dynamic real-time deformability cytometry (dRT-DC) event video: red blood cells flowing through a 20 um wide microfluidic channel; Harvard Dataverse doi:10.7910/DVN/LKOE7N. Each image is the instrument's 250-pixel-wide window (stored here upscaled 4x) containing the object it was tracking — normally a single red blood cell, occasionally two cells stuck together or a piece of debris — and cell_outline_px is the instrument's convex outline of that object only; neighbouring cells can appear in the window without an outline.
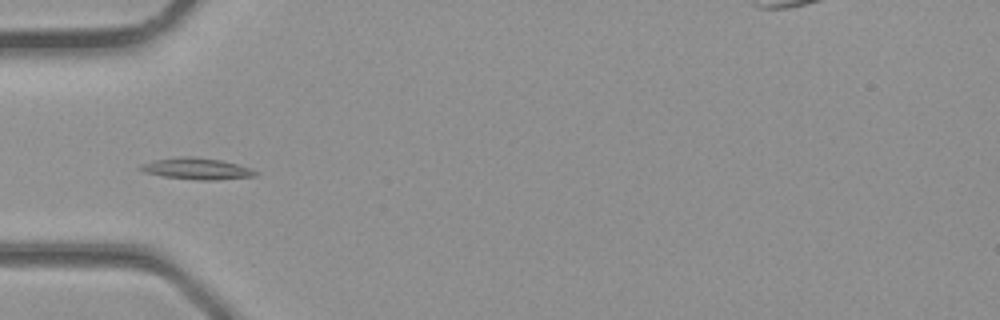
{"species": "common noctule bat (a hibernating species)", "species_latin": "Nyctalus noctula", "temperature_condition": "room temperature", "stored_images_in_passage": 4, "camera_frame_rate_fps": 3000, "um_per_image_px": 0.085, "animal": {"sex": "male", "body_mass_g": 23.1, "forearm_length_mm": 52.7}, "frame": {"image": 1, "passage_image": 4, "time_ms": 1.0, "image_size_px": [1000, 320], "cell_outline_px": [[256, 176], [212, 180], [200, 180], [164, 176], [144, 172], [136, 168], [140, 164], [156, 160], [180, 156], [196, 156], [220, 160], [252, 168], [256, 172]], "centroid_in_image_um": [16.69, 14.33], "position_along_channel_um": 68.3, "area_um2": 14.28}}